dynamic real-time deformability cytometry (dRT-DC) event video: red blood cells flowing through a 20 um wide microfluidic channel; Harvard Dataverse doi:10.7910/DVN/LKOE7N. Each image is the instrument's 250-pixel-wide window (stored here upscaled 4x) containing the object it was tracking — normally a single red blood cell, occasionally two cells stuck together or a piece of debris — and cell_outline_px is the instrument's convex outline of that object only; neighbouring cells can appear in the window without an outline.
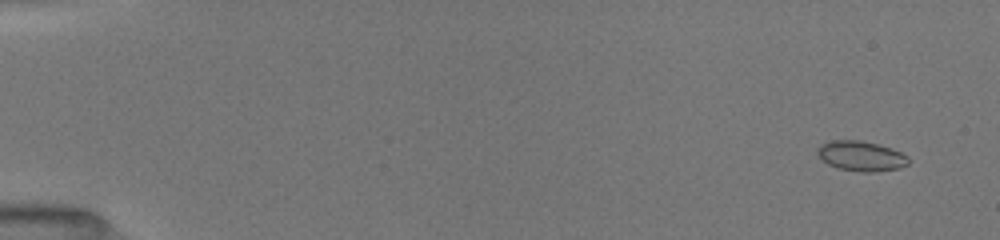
{"species": "common noctule bat (a hibernating species)", "species_latin": "Nyctalus noctula", "temperature_condition": "room temperature", "stored_images_in_passage": 32, "camera_frame_rate_fps": 3000, "um_per_image_px": 0.085, "animal": {"sex": "female", "body_mass_g": 19.5, "forearm_length_mm": 54.1}, "frame": {"image": 1, "passage_image": 3, "time_ms": 1.0, "image_size_px": [1000, 240], "cell_outline_px": [[908, 164], [900, 168], [876, 172], [860, 172], [836, 168], [828, 164], [816, 152], [816, 148], [820, 144], [832, 140], [860, 140], [876, 144], [900, 152], [908, 156]], "centroid_in_image_um": [73.17, 13.27], "position_along_channel_um": 11.8, "area_um2": 15.9}}
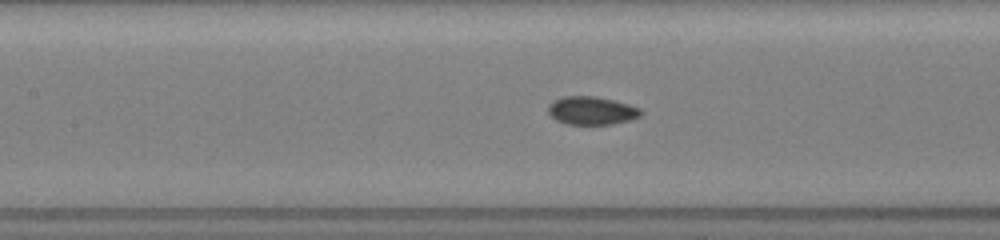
{"frame": {"image": 2, "passage_image": 19, "time_ms": 8.333, "image_size_px": [1000, 240], "cell_outline_px": [[644, 112], [640, 116], [632, 120], [612, 124], [568, 124], [556, 120], [548, 112], [548, 104], [552, 100], [564, 96], [596, 96], [628, 104], [640, 108]], "centroid_in_image_um": [50.3, 9.4], "position_along_channel_um": 157.1, "area_um2": 15.32}}
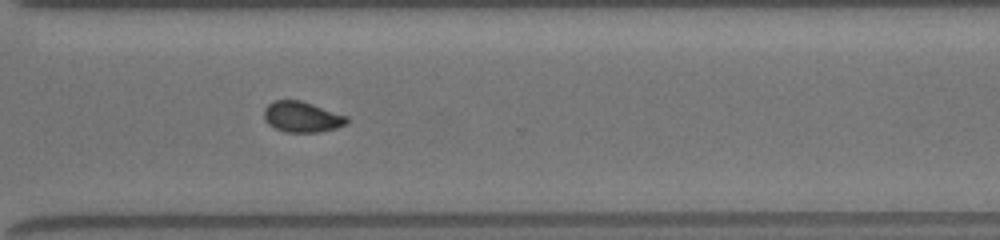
{"frame": {"image": 3, "passage_image": 32, "time_ms": 13.0, "image_size_px": [1000, 240], "cell_outline_px": [[348, 124], [336, 128], [316, 132], [284, 132], [268, 124], [264, 120], [264, 108], [268, 104], [276, 100], [300, 100], [348, 116]], "centroid_in_image_um": [25.66, 9.94], "position_along_channel_um": 344.9, "area_um2": 14.8}}